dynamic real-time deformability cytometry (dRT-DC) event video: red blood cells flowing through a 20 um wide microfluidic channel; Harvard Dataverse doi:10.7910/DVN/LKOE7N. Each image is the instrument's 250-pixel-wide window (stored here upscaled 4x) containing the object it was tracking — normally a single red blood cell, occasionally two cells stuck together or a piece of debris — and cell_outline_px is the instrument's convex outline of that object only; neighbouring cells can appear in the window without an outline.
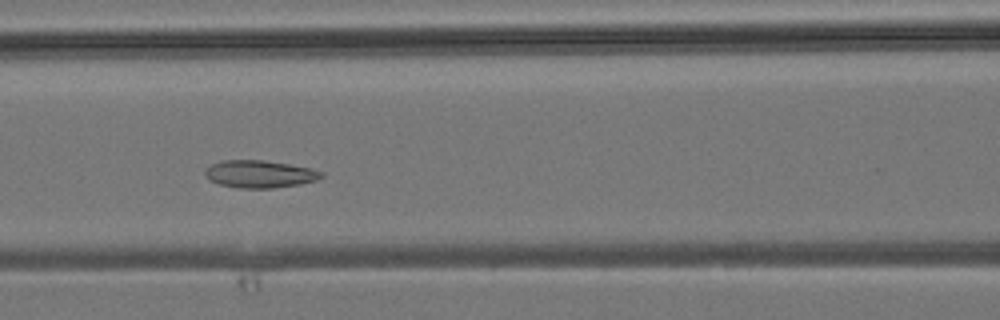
{"species": "common noctule bat (a hibernating species)", "species_latin": "Nyctalus noctula", "temperature_condition": "room temperature", "stored_images_in_passage": 31, "camera_frame_rate_fps": 3000, "um_per_image_px": 0.085, "animal": {"sex": "male", "body_mass_g": 19.2, "forearm_length_mm": 51.8}, "frame": {"image": 1, "passage_image": 9, "time_ms": 2.667, "image_size_px": [1000, 320], "cell_outline_px": [[324, 176], [316, 180], [300, 184], [272, 188], [240, 188], [220, 184], [204, 176], [204, 172], [212, 164], [220, 160], [264, 160], [312, 168], [324, 172]], "centroid_in_image_um": [22.1, 14.79], "position_along_channel_um": 144.5, "area_um2": 18.55}}
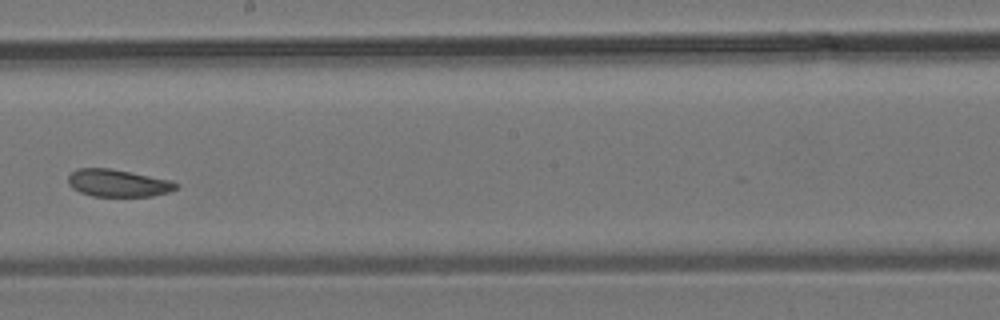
{"frame": {"image": 2, "passage_image": 15, "time_ms": 4.667, "image_size_px": [1000, 320], "cell_outline_px": [[180, 184], [176, 188], [168, 192], [152, 196], [92, 196], [80, 192], [72, 188], [68, 184], [68, 176], [76, 168], [108, 168], [172, 180]], "centroid_in_image_um": [10.02, 15.56], "position_along_channel_um": 238.2, "area_um2": 17.17}}
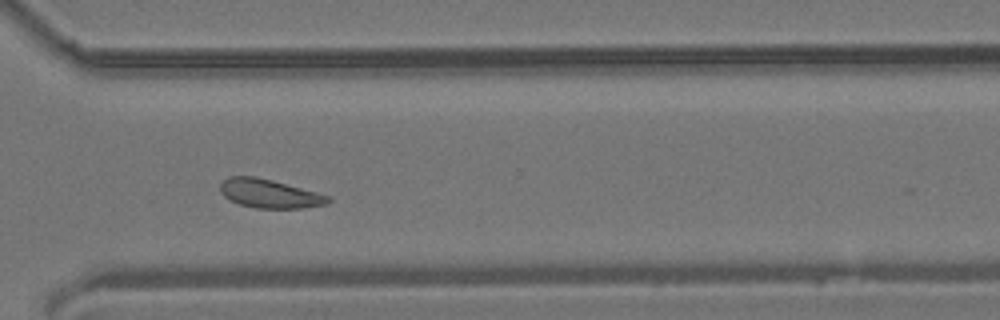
{"frame": {"image": 3, "passage_image": 22, "time_ms": 7.0, "image_size_px": [1000, 320], "cell_outline_px": [[332, 200], [328, 204], [304, 208], [256, 208], [240, 204], [228, 200], [220, 192], [220, 184], [228, 176], [256, 176], [272, 180], [332, 196]], "centroid_in_image_um": [22.93, 16.46], "position_along_channel_um": 347.7, "area_um2": 18.26}}